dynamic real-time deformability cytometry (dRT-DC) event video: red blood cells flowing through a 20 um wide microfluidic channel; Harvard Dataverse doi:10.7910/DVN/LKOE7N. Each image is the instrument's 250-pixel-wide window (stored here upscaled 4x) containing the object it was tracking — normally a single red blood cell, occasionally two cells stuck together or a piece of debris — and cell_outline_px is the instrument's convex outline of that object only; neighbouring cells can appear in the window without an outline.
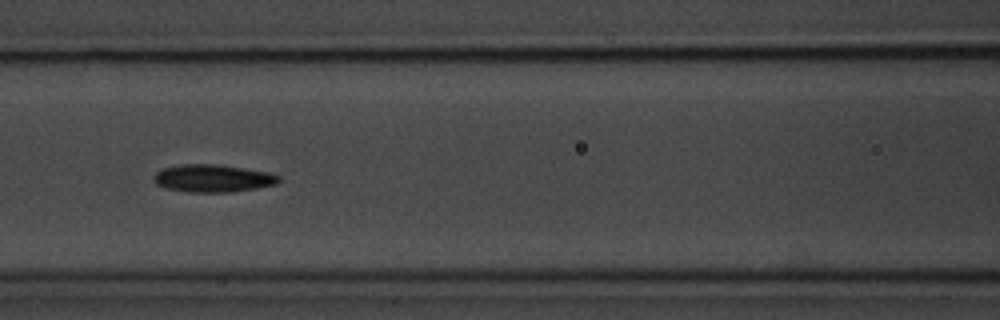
{"species": "common noctule bat (a hibernating species)", "species_latin": "Nyctalus noctula", "temperature_condition": "room temperature", "stored_images_in_passage": 9, "camera_frame_rate_fps": 3000, "um_per_image_px": 0.085, "animal": {"sex": "male", "body_mass_g": 20.1, "forearm_length_mm": 53.5}, "frame": {"image": 1, "passage_image": 6, "time_ms": 5.667, "image_size_px": [1000, 320], "cell_outline_px": [[280, 180], [276, 184], [256, 188], [232, 192], [188, 192], [164, 188], [156, 184], [152, 176], [156, 172], [164, 168], [180, 164], [220, 164], [268, 172], [280, 176]], "centroid_in_image_um": [18.07, 15.15], "position_along_channel_um": 148.5, "area_um2": 20.23}}
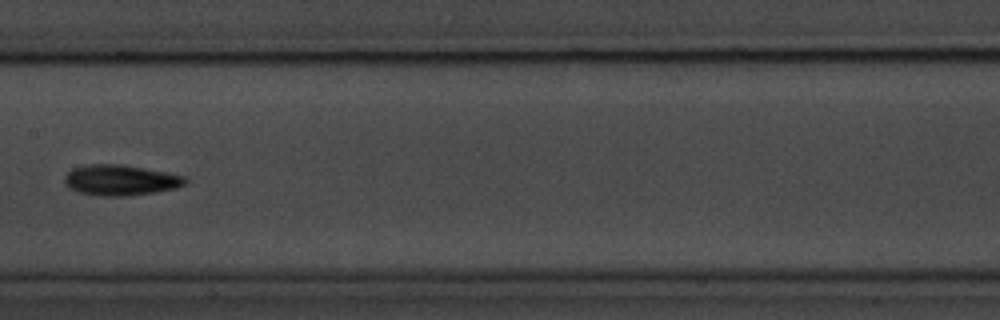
{"frame": {"image": 2, "passage_image": 7, "time_ms": 7.0, "image_size_px": [1000, 320], "cell_outline_px": [[188, 180], [184, 184], [176, 188], [152, 192], [124, 196], [100, 196], [76, 192], [68, 188], [64, 184], [64, 176], [72, 168], [88, 164], [120, 164], [164, 172], [184, 176]], "centroid_in_image_um": [10.16, 15.31], "position_along_channel_um": 197.2, "area_um2": 21.44}}